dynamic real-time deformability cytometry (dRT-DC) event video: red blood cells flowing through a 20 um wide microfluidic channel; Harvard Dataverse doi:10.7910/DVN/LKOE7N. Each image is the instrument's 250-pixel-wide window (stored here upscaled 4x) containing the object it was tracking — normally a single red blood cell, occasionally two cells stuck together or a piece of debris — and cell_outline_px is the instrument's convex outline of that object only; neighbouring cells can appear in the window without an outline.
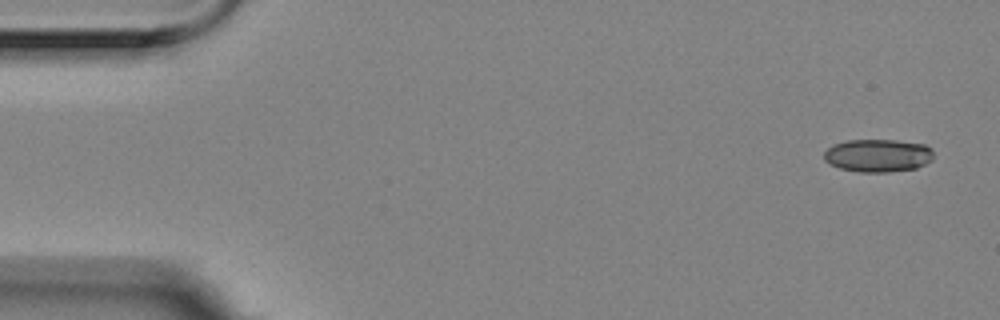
{"species": "Egyptian fruit bat (a non-hibernating species)", "species_latin": "Rousettus aegyptiacus", "temperature_condition": "room temperature", "stored_images_in_passage": 2, "camera_frame_rate_fps": 3000, "um_per_image_px": 0.085, "animal": {"sex": "female"}, "frame": {"image": 1, "passage_image": 1, "time_ms": 0.0, "image_size_px": [1000, 320], "cell_outline_px": [[932, 160], [916, 168], [888, 172], [860, 172], [840, 168], [824, 160], [824, 152], [832, 144], [848, 140], [896, 140], [924, 144], [932, 148]], "centroid_in_image_um": [74.62, 13.21], "position_along_channel_um": 10.4, "area_um2": 20.98}}